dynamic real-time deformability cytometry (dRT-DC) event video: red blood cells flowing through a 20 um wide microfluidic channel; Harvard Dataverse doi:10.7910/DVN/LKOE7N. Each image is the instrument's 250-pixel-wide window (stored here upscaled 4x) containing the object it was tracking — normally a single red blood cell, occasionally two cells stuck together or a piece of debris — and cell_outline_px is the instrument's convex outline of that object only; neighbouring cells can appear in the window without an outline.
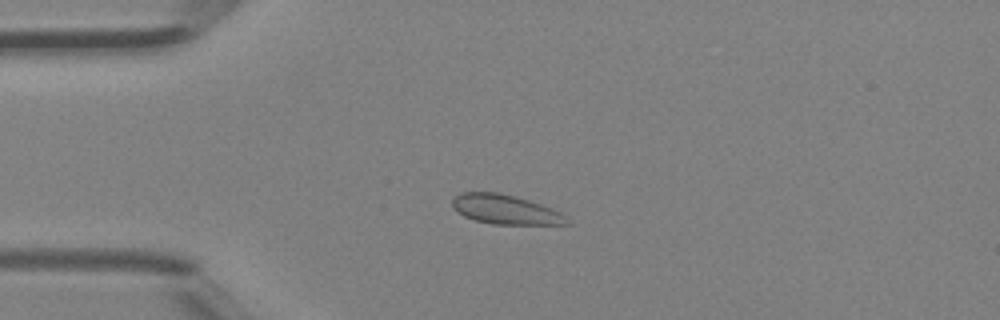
{"species": "Egyptian fruit bat (a non-hibernating species)", "species_latin": "Rousettus aegyptiacus", "temperature_condition": "room temperature", "stored_images_in_passage": 3, "camera_frame_rate_fps": 3000, "um_per_image_px": 0.085, "animal": {"sex": "female"}, "frame": {"image": 1, "passage_image": 2, "time_ms": 0.333, "image_size_px": [1000, 320], "cell_outline_px": [[572, 224], [492, 224], [476, 220], [464, 216], [452, 208], [452, 200], [456, 196], [464, 192], [496, 192], [528, 200], [552, 208], [568, 216]], "centroid_in_image_um": [42.99, 17.82], "position_along_channel_um": 42.0, "area_um2": 19.54}}